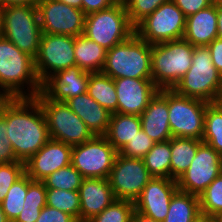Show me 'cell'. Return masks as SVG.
<instances>
[{
	"instance_id": "40",
	"label": "cell",
	"mask_w": 222,
	"mask_h": 222,
	"mask_svg": "<svg viewBox=\"0 0 222 222\" xmlns=\"http://www.w3.org/2000/svg\"><path fill=\"white\" fill-rule=\"evenodd\" d=\"M7 121L6 118L0 115V164H9L19 161L12 149L11 141L7 136Z\"/></svg>"
},
{
	"instance_id": "29",
	"label": "cell",
	"mask_w": 222,
	"mask_h": 222,
	"mask_svg": "<svg viewBox=\"0 0 222 222\" xmlns=\"http://www.w3.org/2000/svg\"><path fill=\"white\" fill-rule=\"evenodd\" d=\"M202 142L222 156V106L218 102L209 103L206 107Z\"/></svg>"
},
{
	"instance_id": "27",
	"label": "cell",
	"mask_w": 222,
	"mask_h": 222,
	"mask_svg": "<svg viewBox=\"0 0 222 222\" xmlns=\"http://www.w3.org/2000/svg\"><path fill=\"white\" fill-rule=\"evenodd\" d=\"M87 93L110 113H117L118 99L114 79L110 76L90 73Z\"/></svg>"
},
{
	"instance_id": "49",
	"label": "cell",
	"mask_w": 222,
	"mask_h": 222,
	"mask_svg": "<svg viewBox=\"0 0 222 222\" xmlns=\"http://www.w3.org/2000/svg\"><path fill=\"white\" fill-rule=\"evenodd\" d=\"M217 31L218 37L222 38V7H217Z\"/></svg>"
},
{
	"instance_id": "48",
	"label": "cell",
	"mask_w": 222,
	"mask_h": 222,
	"mask_svg": "<svg viewBox=\"0 0 222 222\" xmlns=\"http://www.w3.org/2000/svg\"><path fill=\"white\" fill-rule=\"evenodd\" d=\"M13 98L0 87V115L2 114L3 108L12 100Z\"/></svg>"
},
{
	"instance_id": "17",
	"label": "cell",
	"mask_w": 222,
	"mask_h": 222,
	"mask_svg": "<svg viewBox=\"0 0 222 222\" xmlns=\"http://www.w3.org/2000/svg\"><path fill=\"white\" fill-rule=\"evenodd\" d=\"M72 146L49 139L25 164V173L33 181H43L54 171L71 164Z\"/></svg>"
},
{
	"instance_id": "23",
	"label": "cell",
	"mask_w": 222,
	"mask_h": 222,
	"mask_svg": "<svg viewBox=\"0 0 222 222\" xmlns=\"http://www.w3.org/2000/svg\"><path fill=\"white\" fill-rule=\"evenodd\" d=\"M218 37L217 7L210 5L186 18L183 38L194 47L208 46Z\"/></svg>"
},
{
	"instance_id": "10",
	"label": "cell",
	"mask_w": 222,
	"mask_h": 222,
	"mask_svg": "<svg viewBox=\"0 0 222 222\" xmlns=\"http://www.w3.org/2000/svg\"><path fill=\"white\" fill-rule=\"evenodd\" d=\"M186 17L171 0L160 5L135 26V34L148 44L182 39Z\"/></svg>"
},
{
	"instance_id": "32",
	"label": "cell",
	"mask_w": 222,
	"mask_h": 222,
	"mask_svg": "<svg viewBox=\"0 0 222 222\" xmlns=\"http://www.w3.org/2000/svg\"><path fill=\"white\" fill-rule=\"evenodd\" d=\"M27 194V174L25 173L10 188L1 202L2 209L10 222H14L24 207Z\"/></svg>"
},
{
	"instance_id": "12",
	"label": "cell",
	"mask_w": 222,
	"mask_h": 222,
	"mask_svg": "<svg viewBox=\"0 0 222 222\" xmlns=\"http://www.w3.org/2000/svg\"><path fill=\"white\" fill-rule=\"evenodd\" d=\"M118 152L104 136L72 146L71 164L83 178H108Z\"/></svg>"
},
{
	"instance_id": "31",
	"label": "cell",
	"mask_w": 222,
	"mask_h": 222,
	"mask_svg": "<svg viewBox=\"0 0 222 222\" xmlns=\"http://www.w3.org/2000/svg\"><path fill=\"white\" fill-rule=\"evenodd\" d=\"M46 205L66 212L80 222L79 191L46 188Z\"/></svg>"
},
{
	"instance_id": "45",
	"label": "cell",
	"mask_w": 222,
	"mask_h": 222,
	"mask_svg": "<svg viewBox=\"0 0 222 222\" xmlns=\"http://www.w3.org/2000/svg\"><path fill=\"white\" fill-rule=\"evenodd\" d=\"M43 207L45 206L24 205L14 222H36Z\"/></svg>"
},
{
	"instance_id": "20",
	"label": "cell",
	"mask_w": 222,
	"mask_h": 222,
	"mask_svg": "<svg viewBox=\"0 0 222 222\" xmlns=\"http://www.w3.org/2000/svg\"><path fill=\"white\" fill-rule=\"evenodd\" d=\"M79 196L80 222H88L115 200L108 178H83Z\"/></svg>"
},
{
	"instance_id": "18",
	"label": "cell",
	"mask_w": 222,
	"mask_h": 222,
	"mask_svg": "<svg viewBox=\"0 0 222 222\" xmlns=\"http://www.w3.org/2000/svg\"><path fill=\"white\" fill-rule=\"evenodd\" d=\"M118 99L117 113L140 116L159 91L152 79H114Z\"/></svg>"
},
{
	"instance_id": "38",
	"label": "cell",
	"mask_w": 222,
	"mask_h": 222,
	"mask_svg": "<svg viewBox=\"0 0 222 222\" xmlns=\"http://www.w3.org/2000/svg\"><path fill=\"white\" fill-rule=\"evenodd\" d=\"M156 142L151 139L141 128L136 135L129 140L119 154L129 158H143Z\"/></svg>"
},
{
	"instance_id": "8",
	"label": "cell",
	"mask_w": 222,
	"mask_h": 222,
	"mask_svg": "<svg viewBox=\"0 0 222 222\" xmlns=\"http://www.w3.org/2000/svg\"><path fill=\"white\" fill-rule=\"evenodd\" d=\"M34 99L43 111L51 139L75 146L94 137L87 125L65 102L53 101L42 91Z\"/></svg>"
},
{
	"instance_id": "37",
	"label": "cell",
	"mask_w": 222,
	"mask_h": 222,
	"mask_svg": "<svg viewBox=\"0 0 222 222\" xmlns=\"http://www.w3.org/2000/svg\"><path fill=\"white\" fill-rule=\"evenodd\" d=\"M24 174V162L0 164V203L5 199L9 188Z\"/></svg>"
},
{
	"instance_id": "57",
	"label": "cell",
	"mask_w": 222,
	"mask_h": 222,
	"mask_svg": "<svg viewBox=\"0 0 222 222\" xmlns=\"http://www.w3.org/2000/svg\"><path fill=\"white\" fill-rule=\"evenodd\" d=\"M208 222H215L212 218Z\"/></svg>"
},
{
	"instance_id": "44",
	"label": "cell",
	"mask_w": 222,
	"mask_h": 222,
	"mask_svg": "<svg viewBox=\"0 0 222 222\" xmlns=\"http://www.w3.org/2000/svg\"><path fill=\"white\" fill-rule=\"evenodd\" d=\"M211 59L217 71L222 75V38L217 37L208 46Z\"/></svg>"
},
{
	"instance_id": "22",
	"label": "cell",
	"mask_w": 222,
	"mask_h": 222,
	"mask_svg": "<svg viewBox=\"0 0 222 222\" xmlns=\"http://www.w3.org/2000/svg\"><path fill=\"white\" fill-rule=\"evenodd\" d=\"M87 125L94 136H104L107 132L111 114L88 93L68 99L65 102Z\"/></svg>"
},
{
	"instance_id": "16",
	"label": "cell",
	"mask_w": 222,
	"mask_h": 222,
	"mask_svg": "<svg viewBox=\"0 0 222 222\" xmlns=\"http://www.w3.org/2000/svg\"><path fill=\"white\" fill-rule=\"evenodd\" d=\"M177 190V180L152 177L135 200V209L156 221L163 222L167 216L171 198Z\"/></svg>"
},
{
	"instance_id": "25",
	"label": "cell",
	"mask_w": 222,
	"mask_h": 222,
	"mask_svg": "<svg viewBox=\"0 0 222 222\" xmlns=\"http://www.w3.org/2000/svg\"><path fill=\"white\" fill-rule=\"evenodd\" d=\"M107 50L84 34L74 37L76 65L89 73L101 72Z\"/></svg>"
},
{
	"instance_id": "11",
	"label": "cell",
	"mask_w": 222,
	"mask_h": 222,
	"mask_svg": "<svg viewBox=\"0 0 222 222\" xmlns=\"http://www.w3.org/2000/svg\"><path fill=\"white\" fill-rule=\"evenodd\" d=\"M76 65L74 36L42 33L39 52L34 59L35 72L43 84L56 72Z\"/></svg>"
},
{
	"instance_id": "9",
	"label": "cell",
	"mask_w": 222,
	"mask_h": 222,
	"mask_svg": "<svg viewBox=\"0 0 222 222\" xmlns=\"http://www.w3.org/2000/svg\"><path fill=\"white\" fill-rule=\"evenodd\" d=\"M209 103L168 89L169 126L172 137L202 140L204 117Z\"/></svg>"
},
{
	"instance_id": "1",
	"label": "cell",
	"mask_w": 222,
	"mask_h": 222,
	"mask_svg": "<svg viewBox=\"0 0 222 222\" xmlns=\"http://www.w3.org/2000/svg\"><path fill=\"white\" fill-rule=\"evenodd\" d=\"M16 158L26 162L50 139L40 104L34 98H13L2 111Z\"/></svg>"
},
{
	"instance_id": "4",
	"label": "cell",
	"mask_w": 222,
	"mask_h": 222,
	"mask_svg": "<svg viewBox=\"0 0 222 222\" xmlns=\"http://www.w3.org/2000/svg\"><path fill=\"white\" fill-rule=\"evenodd\" d=\"M152 44L135 33L106 52L101 73L116 78L151 79Z\"/></svg>"
},
{
	"instance_id": "36",
	"label": "cell",
	"mask_w": 222,
	"mask_h": 222,
	"mask_svg": "<svg viewBox=\"0 0 222 222\" xmlns=\"http://www.w3.org/2000/svg\"><path fill=\"white\" fill-rule=\"evenodd\" d=\"M171 0H124L128 18L135 27L141 20L152 14L160 5Z\"/></svg>"
},
{
	"instance_id": "19",
	"label": "cell",
	"mask_w": 222,
	"mask_h": 222,
	"mask_svg": "<svg viewBox=\"0 0 222 222\" xmlns=\"http://www.w3.org/2000/svg\"><path fill=\"white\" fill-rule=\"evenodd\" d=\"M90 73L77 65L70 66L52 75L42 84V92L51 100L66 102L87 92Z\"/></svg>"
},
{
	"instance_id": "13",
	"label": "cell",
	"mask_w": 222,
	"mask_h": 222,
	"mask_svg": "<svg viewBox=\"0 0 222 222\" xmlns=\"http://www.w3.org/2000/svg\"><path fill=\"white\" fill-rule=\"evenodd\" d=\"M143 159L117 154L108 180L115 199L135 200L152 179Z\"/></svg>"
},
{
	"instance_id": "50",
	"label": "cell",
	"mask_w": 222,
	"mask_h": 222,
	"mask_svg": "<svg viewBox=\"0 0 222 222\" xmlns=\"http://www.w3.org/2000/svg\"><path fill=\"white\" fill-rule=\"evenodd\" d=\"M58 1L63 2L64 4H67L71 7L82 10V0H58Z\"/></svg>"
},
{
	"instance_id": "55",
	"label": "cell",
	"mask_w": 222,
	"mask_h": 222,
	"mask_svg": "<svg viewBox=\"0 0 222 222\" xmlns=\"http://www.w3.org/2000/svg\"><path fill=\"white\" fill-rule=\"evenodd\" d=\"M3 36L2 33V16H1V7H0V38Z\"/></svg>"
},
{
	"instance_id": "54",
	"label": "cell",
	"mask_w": 222,
	"mask_h": 222,
	"mask_svg": "<svg viewBox=\"0 0 222 222\" xmlns=\"http://www.w3.org/2000/svg\"><path fill=\"white\" fill-rule=\"evenodd\" d=\"M212 4L216 7H222V0H212Z\"/></svg>"
},
{
	"instance_id": "47",
	"label": "cell",
	"mask_w": 222,
	"mask_h": 222,
	"mask_svg": "<svg viewBox=\"0 0 222 222\" xmlns=\"http://www.w3.org/2000/svg\"><path fill=\"white\" fill-rule=\"evenodd\" d=\"M131 222H159V221H156L153 218L148 217L135 209L131 217Z\"/></svg>"
},
{
	"instance_id": "33",
	"label": "cell",
	"mask_w": 222,
	"mask_h": 222,
	"mask_svg": "<svg viewBox=\"0 0 222 222\" xmlns=\"http://www.w3.org/2000/svg\"><path fill=\"white\" fill-rule=\"evenodd\" d=\"M82 180L83 177L79 171L72 164H69L54 171L42 182L46 188L79 191Z\"/></svg>"
},
{
	"instance_id": "5",
	"label": "cell",
	"mask_w": 222,
	"mask_h": 222,
	"mask_svg": "<svg viewBox=\"0 0 222 222\" xmlns=\"http://www.w3.org/2000/svg\"><path fill=\"white\" fill-rule=\"evenodd\" d=\"M194 46L184 38L152 44L151 79L159 89H173L192 65Z\"/></svg>"
},
{
	"instance_id": "14",
	"label": "cell",
	"mask_w": 222,
	"mask_h": 222,
	"mask_svg": "<svg viewBox=\"0 0 222 222\" xmlns=\"http://www.w3.org/2000/svg\"><path fill=\"white\" fill-rule=\"evenodd\" d=\"M222 172V156L202 142L188 169L177 179L178 190L200 196Z\"/></svg>"
},
{
	"instance_id": "26",
	"label": "cell",
	"mask_w": 222,
	"mask_h": 222,
	"mask_svg": "<svg viewBox=\"0 0 222 222\" xmlns=\"http://www.w3.org/2000/svg\"><path fill=\"white\" fill-rule=\"evenodd\" d=\"M202 140L172 137L170 178L177 180L191 165Z\"/></svg>"
},
{
	"instance_id": "56",
	"label": "cell",
	"mask_w": 222,
	"mask_h": 222,
	"mask_svg": "<svg viewBox=\"0 0 222 222\" xmlns=\"http://www.w3.org/2000/svg\"><path fill=\"white\" fill-rule=\"evenodd\" d=\"M218 103L222 106V98L218 101Z\"/></svg>"
},
{
	"instance_id": "46",
	"label": "cell",
	"mask_w": 222,
	"mask_h": 222,
	"mask_svg": "<svg viewBox=\"0 0 222 222\" xmlns=\"http://www.w3.org/2000/svg\"><path fill=\"white\" fill-rule=\"evenodd\" d=\"M40 0H0V7L10 6V5H31L37 6Z\"/></svg>"
},
{
	"instance_id": "51",
	"label": "cell",
	"mask_w": 222,
	"mask_h": 222,
	"mask_svg": "<svg viewBox=\"0 0 222 222\" xmlns=\"http://www.w3.org/2000/svg\"><path fill=\"white\" fill-rule=\"evenodd\" d=\"M210 219L211 217H208L207 215L201 213L198 217H196L191 222H208Z\"/></svg>"
},
{
	"instance_id": "42",
	"label": "cell",
	"mask_w": 222,
	"mask_h": 222,
	"mask_svg": "<svg viewBox=\"0 0 222 222\" xmlns=\"http://www.w3.org/2000/svg\"><path fill=\"white\" fill-rule=\"evenodd\" d=\"M187 18L212 5V0H172Z\"/></svg>"
},
{
	"instance_id": "35",
	"label": "cell",
	"mask_w": 222,
	"mask_h": 222,
	"mask_svg": "<svg viewBox=\"0 0 222 222\" xmlns=\"http://www.w3.org/2000/svg\"><path fill=\"white\" fill-rule=\"evenodd\" d=\"M135 204L130 200L115 199L101 213L88 222H131Z\"/></svg>"
},
{
	"instance_id": "3",
	"label": "cell",
	"mask_w": 222,
	"mask_h": 222,
	"mask_svg": "<svg viewBox=\"0 0 222 222\" xmlns=\"http://www.w3.org/2000/svg\"><path fill=\"white\" fill-rule=\"evenodd\" d=\"M173 90L185 97L215 103L222 97V75L214 66L207 46L194 47L192 65Z\"/></svg>"
},
{
	"instance_id": "39",
	"label": "cell",
	"mask_w": 222,
	"mask_h": 222,
	"mask_svg": "<svg viewBox=\"0 0 222 222\" xmlns=\"http://www.w3.org/2000/svg\"><path fill=\"white\" fill-rule=\"evenodd\" d=\"M24 205L46 206V187L42 181H33L27 175V194Z\"/></svg>"
},
{
	"instance_id": "6",
	"label": "cell",
	"mask_w": 222,
	"mask_h": 222,
	"mask_svg": "<svg viewBox=\"0 0 222 222\" xmlns=\"http://www.w3.org/2000/svg\"><path fill=\"white\" fill-rule=\"evenodd\" d=\"M1 16L3 37L35 59L42 36L37 6H5L1 8Z\"/></svg>"
},
{
	"instance_id": "2",
	"label": "cell",
	"mask_w": 222,
	"mask_h": 222,
	"mask_svg": "<svg viewBox=\"0 0 222 222\" xmlns=\"http://www.w3.org/2000/svg\"><path fill=\"white\" fill-rule=\"evenodd\" d=\"M0 87L12 98H34L42 90L34 59L3 36L0 38Z\"/></svg>"
},
{
	"instance_id": "43",
	"label": "cell",
	"mask_w": 222,
	"mask_h": 222,
	"mask_svg": "<svg viewBox=\"0 0 222 222\" xmlns=\"http://www.w3.org/2000/svg\"><path fill=\"white\" fill-rule=\"evenodd\" d=\"M119 2L118 0H82V11L85 15L107 9Z\"/></svg>"
},
{
	"instance_id": "34",
	"label": "cell",
	"mask_w": 222,
	"mask_h": 222,
	"mask_svg": "<svg viewBox=\"0 0 222 222\" xmlns=\"http://www.w3.org/2000/svg\"><path fill=\"white\" fill-rule=\"evenodd\" d=\"M198 197L202 214L213 217L222 212V172Z\"/></svg>"
},
{
	"instance_id": "15",
	"label": "cell",
	"mask_w": 222,
	"mask_h": 222,
	"mask_svg": "<svg viewBox=\"0 0 222 222\" xmlns=\"http://www.w3.org/2000/svg\"><path fill=\"white\" fill-rule=\"evenodd\" d=\"M42 33L78 36L84 32L85 13L58 0H40L37 5Z\"/></svg>"
},
{
	"instance_id": "53",
	"label": "cell",
	"mask_w": 222,
	"mask_h": 222,
	"mask_svg": "<svg viewBox=\"0 0 222 222\" xmlns=\"http://www.w3.org/2000/svg\"><path fill=\"white\" fill-rule=\"evenodd\" d=\"M215 222H222V212L211 217Z\"/></svg>"
},
{
	"instance_id": "24",
	"label": "cell",
	"mask_w": 222,
	"mask_h": 222,
	"mask_svg": "<svg viewBox=\"0 0 222 222\" xmlns=\"http://www.w3.org/2000/svg\"><path fill=\"white\" fill-rule=\"evenodd\" d=\"M139 130L141 120L138 115L112 113L104 137L119 153Z\"/></svg>"
},
{
	"instance_id": "52",
	"label": "cell",
	"mask_w": 222,
	"mask_h": 222,
	"mask_svg": "<svg viewBox=\"0 0 222 222\" xmlns=\"http://www.w3.org/2000/svg\"><path fill=\"white\" fill-rule=\"evenodd\" d=\"M0 222H10V221L7 219L5 213H4L3 209H2L1 203H0Z\"/></svg>"
},
{
	"instance_id": "21",
	"label": "cell",
	"mask_w": 222,
	"mask_h": 222,
	"mask_svg": "<svg viewBox=\"0 0 222 222\" xmlns=\"http://www.w3.org/2000/svg\"><path fill=\"white\" fill-rule=\"evenodd\" d=\"M168 113V89H159L139 116L142 130L156 143L172 138Z\"/></svg>"
},
{
	"instance_id": "30",
	"label": "cell",
	"mask_w": 222,
	"mask_h": 222,
	"mask_svg": "<svg viewBox=\"0 0 222 222\" xmlns=\"http://www.w3.org/2000/svg\"><path fill=\"white\" fill-rule=\"evenodd\" d=\"M146 168L153 177L170 178L171 144L170 139L157 142L142 158Z\"/></svg>"
},
{
	"instance_id": "28",
	"label": "cell",
	"mask_w": 222,
	"mask_h": 222,
	"mask_svg": "<svg viewBox=\"0 0 222 222\" xmlns=\"http://www.w3.org/2000/svg\"><path fill=\"white\" fill-rule=\"evenodd\" d=\"M201 214L199 197L177 190L163 222H191Z\"/></svg>"
},
{
	"instance_id": "41",
	"label": "cell",
	"mask_w": 222,
	"mask_h": 222,
	"mask_svg": "<svg viewBox=\"0 0 222 222\" xmlns=\"http://www.w3.org/2000/svg\"><path fill=\"white\" fill-rule=\"evenodd\" d=\"M36 222H78L70 214L48 205L42 208Z\"/></svg>"
},
{
	"instance_id": "7",
	"label": "cell",
	"mask_w": 222,
	"mask_h": 222,
	"mask_svg": "<svg viewBox=\"0 0 222 222\" xmlns=\"http://www.w3.org/2000/svg\"><path fill=\"white\" fill-rule=\"evenodd\" d=\"M135 33L123 1L113 6L86 15L83 34L97 42L106 50H110Z\"/></svg>"
}]
</instances>
